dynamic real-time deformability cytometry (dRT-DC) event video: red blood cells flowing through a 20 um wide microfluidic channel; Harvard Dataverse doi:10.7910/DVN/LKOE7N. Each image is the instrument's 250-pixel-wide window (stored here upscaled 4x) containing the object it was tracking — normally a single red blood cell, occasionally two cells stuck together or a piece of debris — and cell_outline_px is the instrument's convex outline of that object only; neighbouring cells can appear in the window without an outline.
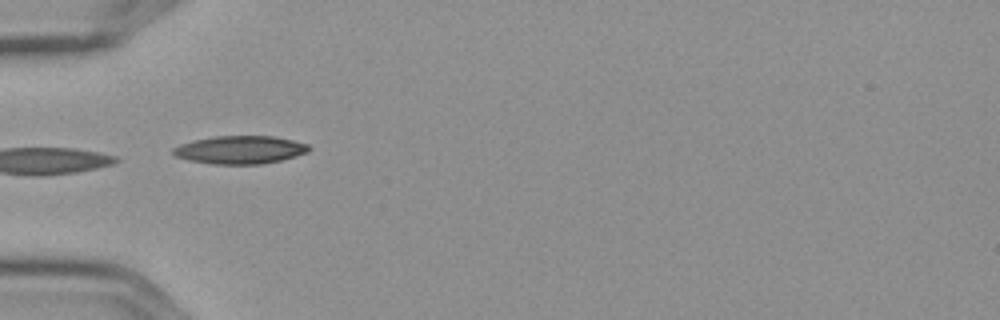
{"species": "Egyptian fruit bat (a non-hibernating species)", "species_latin": "Rousettus aegyptiacus", "temperature_condition": "cold", "stored_images_in_passage": 13, "camera_frame_rate_fps": 3000, "um_per_image_px": 0.085, "frame": {"image": 1, "passage_image": 3, "time_ms": 0.667, "image_size_px": [1000, 320], "cell_outline_px": [[308, 152], [280, 160], [260, 164], [212, 164], [188, 160], [176, 156], [172, 152], [172, 148], [180, 144], [192, 140], [216, 136], [272, 136], [292, 140], [308, 144]], "centroid_in_image_um": [20.35, 12.73], "position_along_channel_um": 64.6, "area_um2": 22.02}}
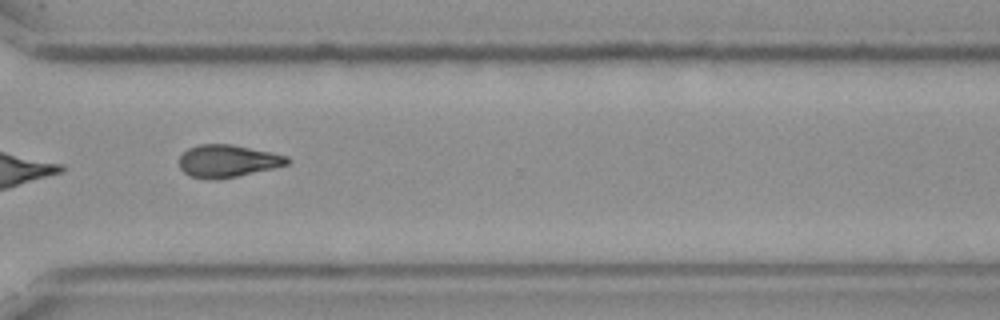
{"frame": {"image": 2, "passage_image": 10, "time_ms": 3.0, "image_size_px": [1000, 320], "cell_outline_px": [[292, 160], [288, 164], [272, 168], [236, 176], [212, 180], [208, 180], [188, 176], [180, 168], [180, 156], [188, 148], [200, 144], [232, 144], [272, 152], [288, 156]], "centroid_in_image_um": [19.34, 13.68], "position_along_channel_um": 351.3, "area_um2": 20.46}}